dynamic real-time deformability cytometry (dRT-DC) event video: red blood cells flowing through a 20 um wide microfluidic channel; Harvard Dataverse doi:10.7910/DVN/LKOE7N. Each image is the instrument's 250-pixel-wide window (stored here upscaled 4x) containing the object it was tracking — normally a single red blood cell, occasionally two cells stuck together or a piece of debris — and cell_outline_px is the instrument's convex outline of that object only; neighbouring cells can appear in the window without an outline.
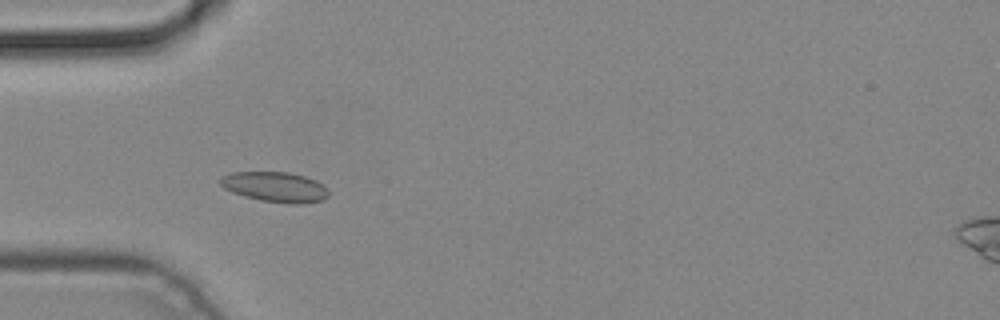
{"species": "common noctule bat (a hibernating species)", "species_latin": "Nyctalus noctula", "temperature_condition": "cold", "stored_images_in_passage": 7, "camera_frame_rate_fps": 3000, "um_per_image_px": 0.085, "animal": {"sex": "male", "body_mass_g": 19.2, "forearm_length_mm": 51.8}, "frame": {"image": 1, "passage_image": 5, "time_ms": 1.333, "image_size_px": [1000, 320], "cell_outline_px": [[328, 196], [324, 200], [304, 204], [292, 204], [260, 200], [244, 196], [232, 192], [224, 188], [220, 184], [220, 176], [232, 172], [288, 172], [304, 176], [316, 180], [328, 192]], "centroid_in_image_um": [23.36, 15.89], "position_along_channel_um": 61.6, "area_um2": 19.02}}
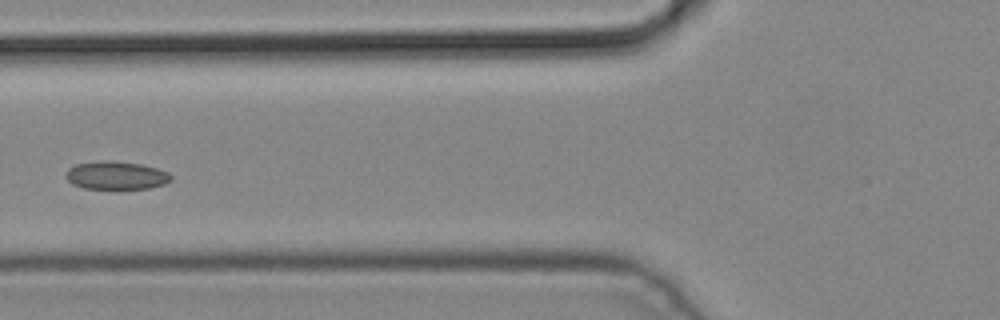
{"frame": {"image": 2, "passage_image": 6, "time_ms": 1.667, "image_size_px": [1000, 320], "cell_outline_px": [[172, 180], [164, 184], [148, 188], [84, 188], [72, 184], [64, 176], [68, 168], [76, 164], [96, 160], [112, 160], [140, 164], [156, 168], [168, 172], [172, 176]], "centroid_in_image_um": [9.84, 14.89], "position_along_channel_um": 116.0, "area_um2": 17.28}}
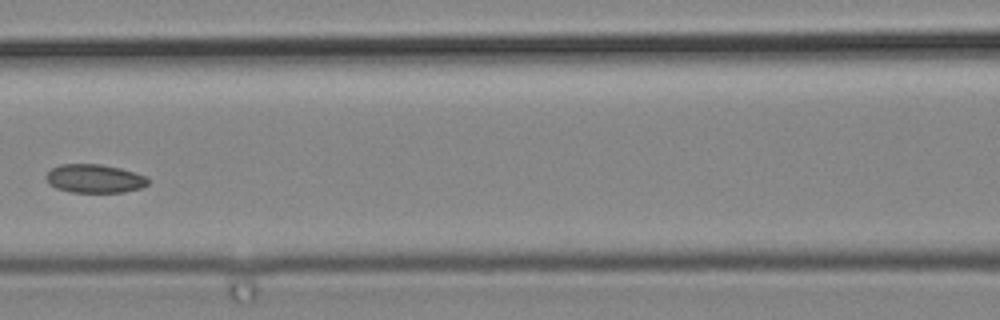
{"frame": {"image": 3, "passage_image": 7, "time_ms": 2.0, "image_size_px": [1000, 320], "cell_outline_px": [[148, 184], [140, 188], [124, 192], [72, 192], [56, 188], [48, 184], [44, 176], [52, 168], [60, 164], [100, 164], [120, 168], [144, 176], [148, 180]], "centroid_in_image_um": [7.98, 15.18], "position_along_channel_um": 158.6, "area_um2": 16.88}}